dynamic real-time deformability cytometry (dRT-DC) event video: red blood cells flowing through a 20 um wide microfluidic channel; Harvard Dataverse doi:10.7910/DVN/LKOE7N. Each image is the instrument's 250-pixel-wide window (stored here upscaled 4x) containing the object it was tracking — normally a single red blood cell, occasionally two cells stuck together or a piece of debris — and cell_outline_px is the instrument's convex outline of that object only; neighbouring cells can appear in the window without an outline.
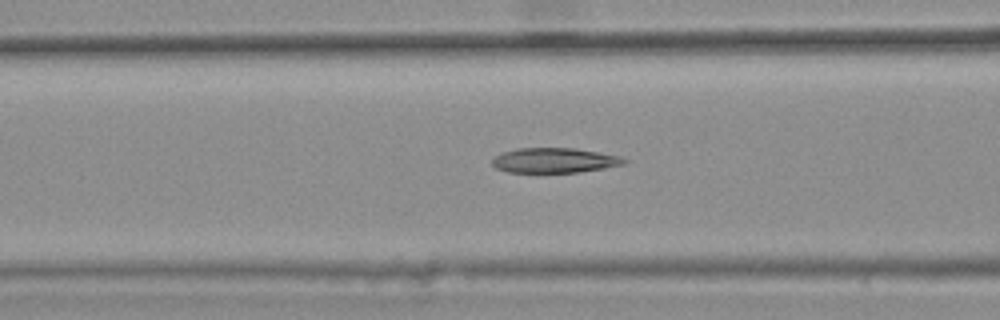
{"species": "common noctule bat (a hibernating species)", "species_latin": "Nyctalus noctula", "temperature_condition": "warm", "stored_images_in_passage": 39, "camera_frame_rate_fps": 3000, "um_per_image_px": 0.085, "animal": {"sex": "female", "body_mass_g": 25.1}, "frame": {"image": 1, "passage_image": 12, "time_ms": 3.667, "image_size_px": [1000, 320], "cell_outline_px": [[628, 160], [624, 164], [604, 168], [580, 172], [508, 172], [496, 168], [492, 164], [492, 160], [500, 152], [516, 148], [572, 148], [620, 156]], "centroid_in_image_um": [47.1, 13.63], "position_along_channel_um": 119.5, "area_um2": 19.07}}
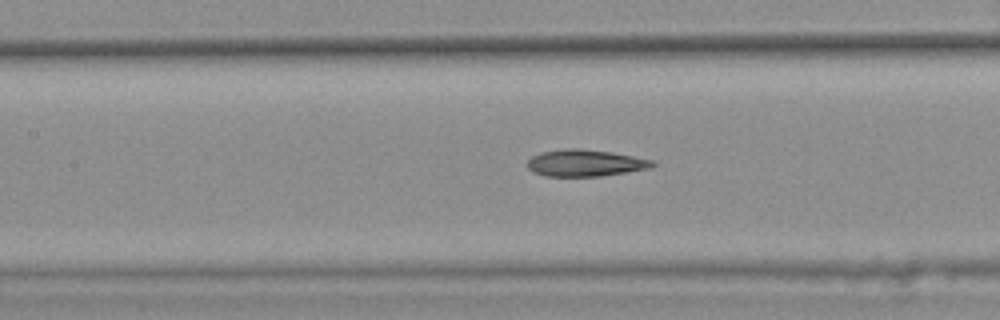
{"frame": {"image": 2, "passage_image": 15, "time_ms": 4.667, "image_size_px": [1000, 320], "cell_outline_px": [[660, 164], [652, 168], [600, 176], [544, 176], [528, 168], [528, 160], [532, 156], [540, 152], [564, 148], [580, 148], [612, 152], [652, 160]], "centroid_in_image_um": [49.78, 13.84], "position_along_channel_um": 157.6, "area_um2": 19.59}}
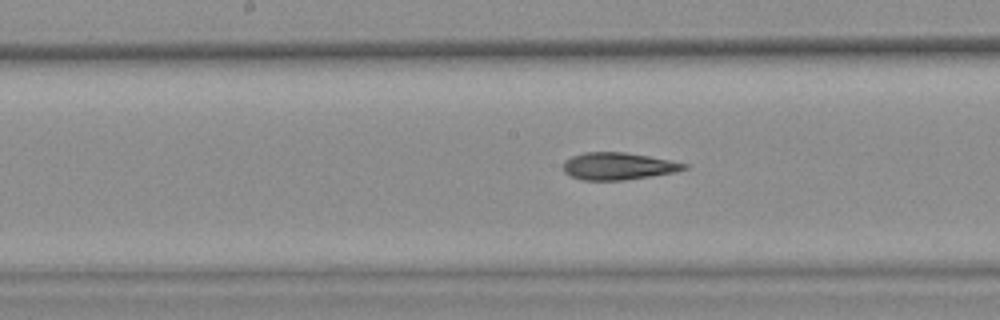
{"frame": {"image": 3, "passage_image": 18, "time_ms": 5.667, "image_size_px": [1000, 320], "cell_outline_px": [[688, 168], [676, 172], [624, 180], [580, 180], [564, 172], [564, 160], [572, 156], [584, 152], [624, 152], [648, 156], [688, 164]], "centroid_in_image_um": [52.53, 14.12], "position_along_channel_um": 195.7, "area_um2": 19.07}, "authors_computed_cell_mechanics": {"area_um2": 19.3052, "velocity_mm_per_s": 3.8113, "shape_relaxation_time_tau1_ms": null, "shape_relaxation_time_tau2_ms": 3.3472, "deformation_change_tau1": null, "deformation_change_tau2": 0.1276}}